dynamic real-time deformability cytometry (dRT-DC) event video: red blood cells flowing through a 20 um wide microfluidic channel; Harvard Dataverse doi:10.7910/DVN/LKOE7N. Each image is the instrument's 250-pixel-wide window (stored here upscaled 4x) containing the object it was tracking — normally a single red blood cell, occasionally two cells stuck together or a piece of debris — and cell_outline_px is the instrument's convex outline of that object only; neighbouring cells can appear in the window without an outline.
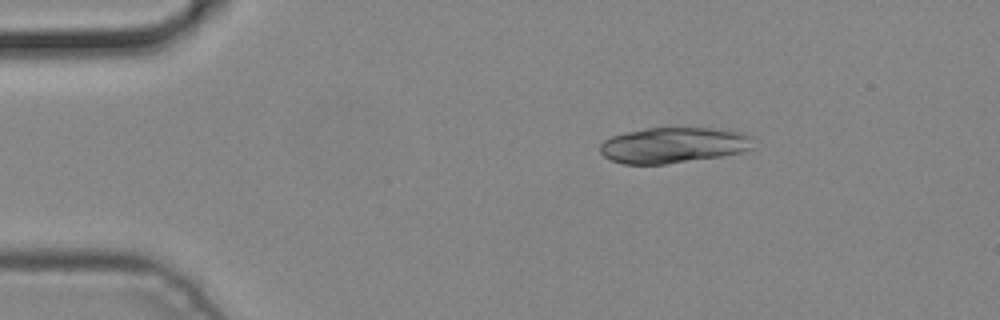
{"species": "common noctule bat (a hibernating species)", "species_latin": "Nyctalus noctula", "temperature_condition": "cold", "stored_images_in_passage": 3, "camera_frame_rate_fps": 3000, "um_per_image_px": 0.085, "animal": {"sex": "male", "body_mass_g": 19.2, "forearm_length_mm": 51.8}, "frame": {"image": 1, "passage_image": 1, "time_ms": 0.0, "image_size_px": [1000, 320], "cell_outline_px": [[756, 148], [740, 152], [720, 156], [664, 164], [624, 164], [612, 160], [604, 156], [600, 152], [600, 144], [604, 140], [612, 136], [628, 132], [648, 128], [720, 128], [744, 132], [756, 136]], "centroid_in_image_um": [57.36, 12.32], "position_along_channel_um": 27.6, "area_um2": 32.25}}